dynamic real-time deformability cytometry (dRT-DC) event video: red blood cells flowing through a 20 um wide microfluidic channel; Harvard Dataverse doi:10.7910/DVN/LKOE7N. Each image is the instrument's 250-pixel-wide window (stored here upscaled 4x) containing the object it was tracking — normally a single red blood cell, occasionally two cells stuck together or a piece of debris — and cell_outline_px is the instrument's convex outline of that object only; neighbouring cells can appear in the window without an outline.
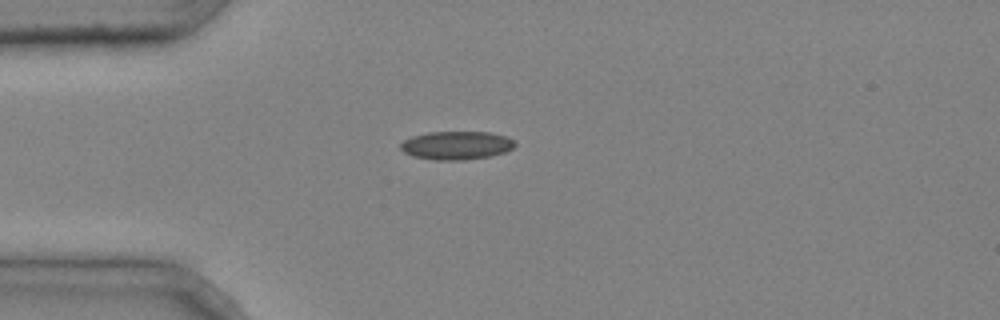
{"species": "common noctule bat (a hibernating species)", "species_latin": "Nyctalus noctula", "temperature_condition": "cold", "stored_images_in_passage": 4, "camera_frame_rate_fps": 3000, "um_per_image_px": 0.085, "animal": {"sex": "male", "body_mass_g": 20.4}, "frame": {"image": 1, "passage_image": 4, "time_ms": 1.0, "image_size_px": [1000, 320], "cell_outline_px": [[516, 144], [512, 148], [504, 152], [492, 156], [464, 160], [436, 160], [412, 156], [404, 152], [400, 148], [400, 144], [404, 140], [412, 136], [428, 132], [492, 132], [508, 136]], "centroid_in_image_um": [38.8, 12.35], "position_along_channel_um": 46.2, "area_um2": 19.02}}